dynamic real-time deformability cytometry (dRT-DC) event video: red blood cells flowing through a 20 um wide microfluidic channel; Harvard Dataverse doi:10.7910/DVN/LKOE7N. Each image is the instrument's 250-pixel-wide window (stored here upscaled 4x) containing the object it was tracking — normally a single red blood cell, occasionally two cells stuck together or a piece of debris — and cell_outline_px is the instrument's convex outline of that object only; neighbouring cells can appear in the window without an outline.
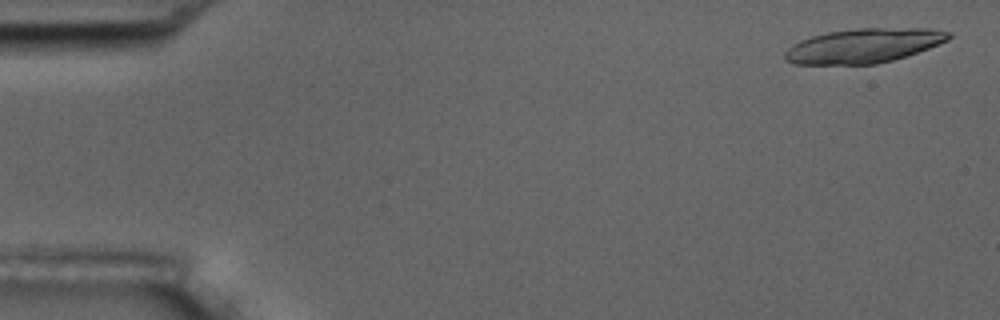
{"species": "common noctule bat (a hibernating species)", "species_latin": "Nyctalus noctula", "temperature_condition": "room temperature", "stored_images_in_passage": 5, "camera_frame_rate_fps": 3000, "um_per_image_px": 0.085, "animal": {"sex": "male", "body_mass_g": 17.5, "forearm_length_mm": 52.3}, "frame": {"image": 1, "passage_image": 1, "time_ms": 0.0, "image_size_px": [1000, 320], "cell_outline_px": [[952, 36], [948, 40], [908, 56], [876, 64], [792, 64], [784, 60], [784, 52], [792, 44], [800, 40], [812, 36], [828, 32], [856, 28], [928, 28], [952, 32]], "centroid_in_image_um": [73.4, 3.88], "position_along_channel_um": 11.6, "area_um2": 33.0}}